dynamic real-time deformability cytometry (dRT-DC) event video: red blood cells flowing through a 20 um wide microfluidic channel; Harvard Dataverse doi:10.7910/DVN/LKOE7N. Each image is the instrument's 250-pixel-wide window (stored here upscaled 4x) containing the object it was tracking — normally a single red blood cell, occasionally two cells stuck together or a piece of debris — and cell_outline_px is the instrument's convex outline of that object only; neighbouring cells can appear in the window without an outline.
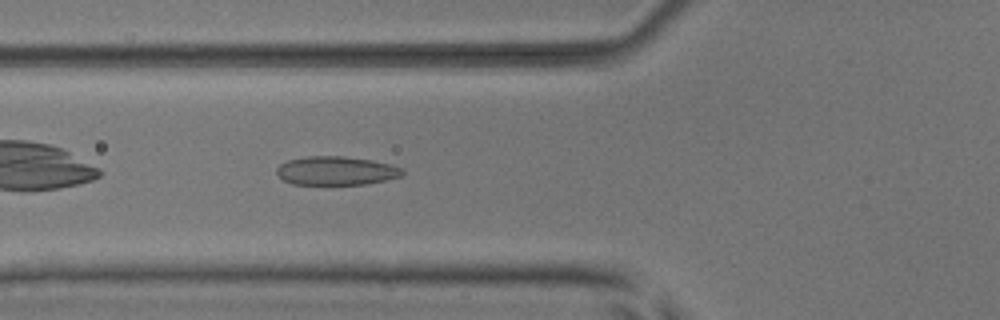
{"species": "common noctule bat (a hibernating species)", "species_latin": "Nyctalus noctula", "temperature_condition": "room temperature", "stored_images_in_passage": 38, "camera_frame_rate_fps": 3000, "um_per_image_px": 0.085, "animal": {"sex": "male", "body_mass_g": 17.9, "forearm_length_mm": 54.2}, "frame": {"image": 1, "passage_image": 5, "time_ms": 1.333, "image_size_px": [1000, 320], "cell_outline_px": [[404, 172], [400, 176], [384, 180], [364, 184], [292, 184], [284, 180], [276, 172], [276, 168], [280, 164], [288, 160], [308, 156], [344, 156], [372, 160], [392, 164], [400, 168]], "centroid_in_image_um": [28.55, 14.5], "position_along_channel_um": 97.2, "area_um2": 20.87}}
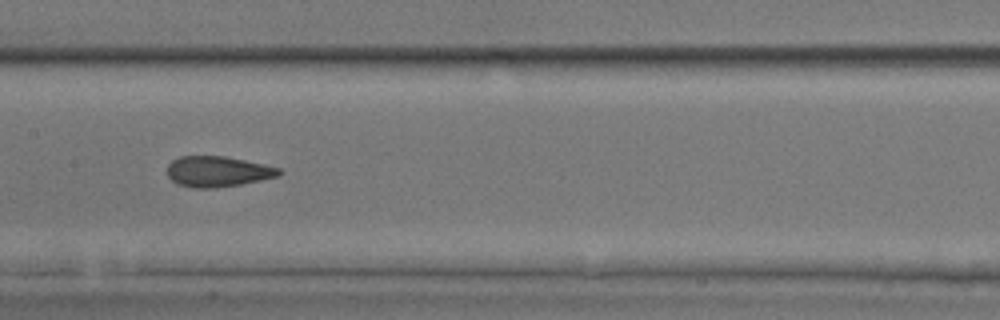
{"frame": {"image": 2, "passage_image": 12, "time_ms": 3.667, "image_size_px": [1000, 320], "cell_outline_px": [[284, 172], [280, 176], [240, 184], [216, 188], [192, 188], [176, 184], [168, 176], [168, 164], [172, 160], [180, 156], [224, 156], [264, 164], [280, 168]], "centroid_in_image_um": [18.51, 14.58], "position_along_channel_um": 188.9, "area_um2": 20.06}}
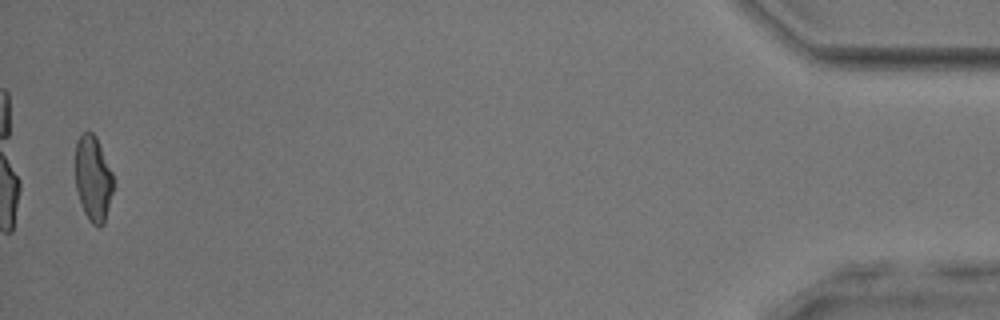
{"frame": {"image": 3, "passage_image": 37, "time_ms": 12.0, "image_size_px": [1000, 320], "cell_outline_px": [[112, 192], [104, 224], [100, 228], [92, 224], [88, 220], [80, 204], [76, 188], [76, 140], [84, 132], [92, 132], [96, 136], [112, 172]], "centroid_in_image_um": [7.9, 15.2], "position_along_channel_um": 427.3, "area_um2": 18.79}, "authors_computed_cell_mechanics": {"area_um2": 19.8832, "velocity_mm_per_s": 3.9203, "shape_relaxation_time_tau1_ms": 9.7748, "shape_relaxation_time_tau2_ms": 1.2072, "deformation_change_tau1": 0.2118, "deformation_change_tau2": 0.0741}}